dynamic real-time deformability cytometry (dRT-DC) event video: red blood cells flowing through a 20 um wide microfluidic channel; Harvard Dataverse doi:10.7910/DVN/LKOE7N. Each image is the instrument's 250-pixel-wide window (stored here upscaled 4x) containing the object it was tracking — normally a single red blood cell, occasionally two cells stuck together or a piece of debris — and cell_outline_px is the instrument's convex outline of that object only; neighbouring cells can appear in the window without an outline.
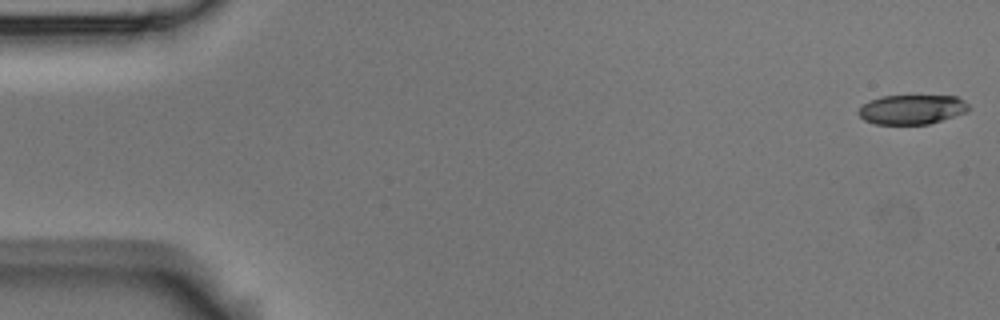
{"species": "Egyptian fruit bat (a non-hibernating species)", "species_latin": "Rousettus aegyptiacus", "temperature_condition": "room temperature", "stored_images_in_passage": 3, "camera_frame_rate_fps": 3000, "um_per_image_px": 0.085, "animal": {"sex": "male"}, "frame": {"image": 1, "passage_image": 1, "time_ms": 0.0, "image_size_px": [1000, 320], "cell_outline_px": [[972, 108], [968, 112], [928, 124], [876, 124], [864, 120], [856, 112], [864, 104], [880, 96], [956, 96], [964, 100]], "centroid_in_image_um": [77.55, 9.3], "position_along_channel_um": 7.5, "area_um2": 18.96}}